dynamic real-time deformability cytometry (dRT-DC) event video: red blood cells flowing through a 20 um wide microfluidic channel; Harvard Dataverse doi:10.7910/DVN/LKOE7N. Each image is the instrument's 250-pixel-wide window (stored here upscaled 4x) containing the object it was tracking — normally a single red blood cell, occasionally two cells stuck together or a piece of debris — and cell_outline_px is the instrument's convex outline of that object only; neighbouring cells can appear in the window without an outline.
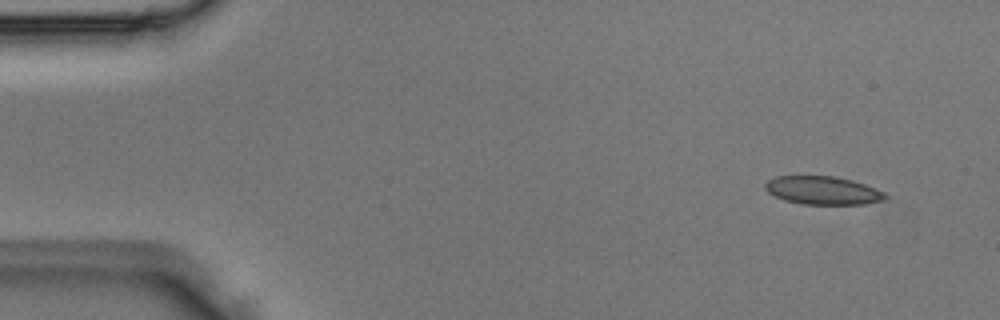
{"species": "Egyptian fruit bat (a non-hibernating species)", "species_latin": "Rousettus aegyptiacus", "temperature_condition": "room temperature", "stored_images_in_passage": 5, "segment_of_instrument_passage": [1, 2], "camera_frame_rate_fps": 3000, "um_per_image_px": 0.085, "animal": {"sex": "male"}, "frame": {"image": 1, "passage_image": 1, "time_ms": 0.0, "image_size_px": [1000, 320], "cell_outline_px": [[888, 196], [884, 200], [864, 204], [800, 204], [784, 200], [768, 192], [764, 188], [764, 184], [768, 180], [776, 176], [832, 176], [852, 180], [876, 188], [884, 192]], "centroid_in_image_um": [69.93, 16.19], "position_along_channel_um": 15.1, "area_um2": 19.77}}
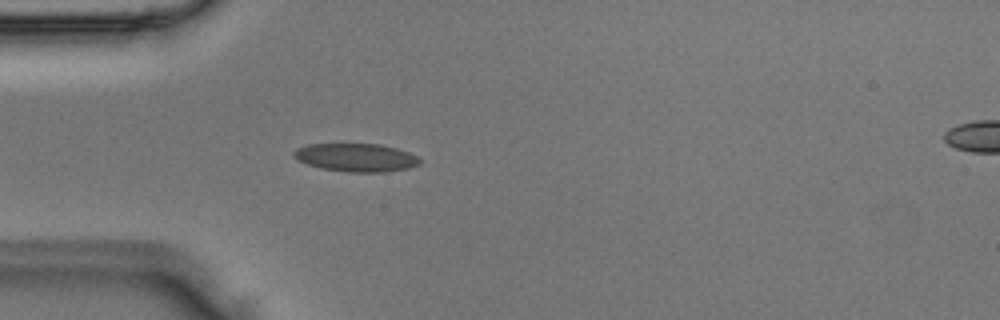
{"frame": {"image": 2, "passage_image": 4, "time_ms": 1.0, "image_size_px": [1000, 320], "cell_outline_px": [[420, 164], [408, 168], [384, 172], [348, 172], [320, 168], [308, 164], [292, 156], [292, 152], [296, 148], [308, 144], [380, 144], [396, 148], [408, 152], [416, 156], [420, 160]], "centroid_in_image_um": [30.25, 13.38], "position_along_channel_um": 54.8, "area_um2": 20.63}}